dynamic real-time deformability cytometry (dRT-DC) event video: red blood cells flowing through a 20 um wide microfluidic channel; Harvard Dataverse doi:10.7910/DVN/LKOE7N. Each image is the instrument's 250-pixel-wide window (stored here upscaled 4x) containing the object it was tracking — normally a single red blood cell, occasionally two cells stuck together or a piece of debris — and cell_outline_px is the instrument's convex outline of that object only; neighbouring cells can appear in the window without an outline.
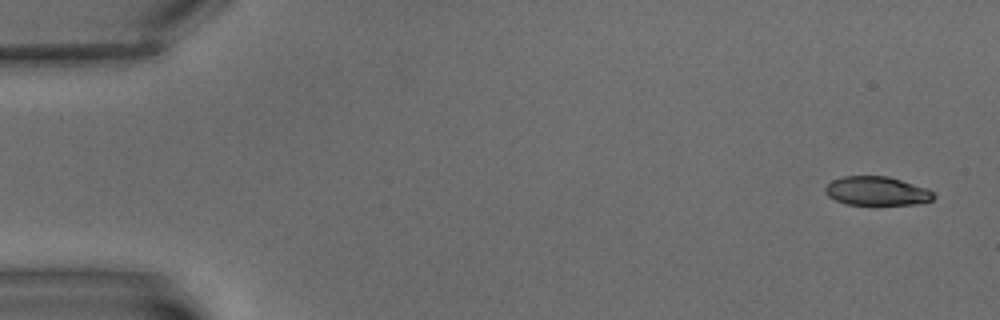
{"species": "common noctule bat (a hibernating species)", "species_latin": "Nyctalus noctula", "temperature_condition": "warm", "stored_images_in_passage": 3, "camera_frame_rate_fps": 3000, "um_per_image_px": 0.085, "animal": {"sex": "male", "body_mass_g": 15.6}, "frame": {"image": 1, "passage_image": 1, "time_ms": 0.0, "image_size_px": [1000, 320], "cell_outline_px": [[936, 196], [932, 200], [916, 204], [876, 208], [844, 204], [828, 196], [824, 192], [824, 188], [832, 180], [844, 176], [888, 176], [928, 188]], "centroid_in_image_um": [74.53, 16.29], "position_along_channel_um": 10.5, "area_um2": 19.25}}